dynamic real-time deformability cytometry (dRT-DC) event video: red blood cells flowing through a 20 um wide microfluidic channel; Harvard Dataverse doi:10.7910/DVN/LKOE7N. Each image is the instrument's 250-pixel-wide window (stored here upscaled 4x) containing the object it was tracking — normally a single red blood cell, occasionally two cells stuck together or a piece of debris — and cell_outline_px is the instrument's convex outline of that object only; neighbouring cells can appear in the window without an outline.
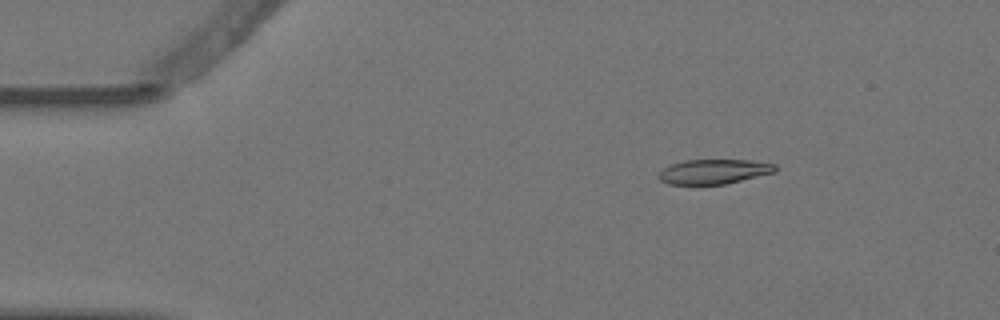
{"species": "Egyptian fruit bat (a non-hibernating species)", "species_latin": "Rousettus aegyptiacus", "temperature_condition": "warm", "stored_images_in_passage": 5, "camera_frame_rate_fps": 3000, "um_per_image_px": 0.085, "animal": {"sex": "female"}, "frame": {"image": 1, "passage_image": 3, "time_ms": 0.667, "image_size_px": [1000, 320], "cell_outline_px": [[776, 172], [724, 184], [668, 184], [660, 180], [656, 176], [664, 168], [672, 164], [684, 160], [748, 160], [776, 164]], "centroid_in_image_um": [60.67, 14.58], "position_along_channel_um": 24.3, "area_um2": 16.65}}